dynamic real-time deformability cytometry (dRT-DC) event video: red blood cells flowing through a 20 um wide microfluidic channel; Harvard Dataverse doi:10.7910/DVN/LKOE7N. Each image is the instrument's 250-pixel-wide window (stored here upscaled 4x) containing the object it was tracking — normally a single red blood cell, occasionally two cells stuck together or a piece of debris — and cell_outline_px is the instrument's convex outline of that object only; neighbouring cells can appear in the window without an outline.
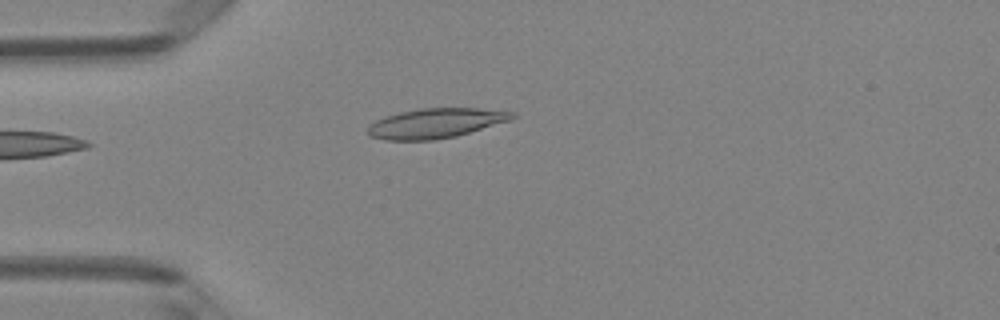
{"species": "Egyptian fruit bat (a non-hibernating species)", "species_latin": "Rousettus aegyptiacus", "temperature_condition": "room temperature", "stored_images_in_passage": 4, "camera_frame_rate_fps": 3000, "um_per_image_px": 0.085, "animal": {"sex": "female"}, "frame": {"image": 1, "passage_image": 3, "time_ms": 0.667, "image_size_px": [1000, 320], "cell_outline_px": [[516, 116], [512, 120], [456, 136], [432, 140], [384, 140], [368, 136], [368, 124], [384, 116], [400, 112], [420, 108], [476, 108], [516, 112]], "centroid_in_image_um": [37.02, 10.47], "position_along_channel_um": 48.0, "area_um2": 25.2}}